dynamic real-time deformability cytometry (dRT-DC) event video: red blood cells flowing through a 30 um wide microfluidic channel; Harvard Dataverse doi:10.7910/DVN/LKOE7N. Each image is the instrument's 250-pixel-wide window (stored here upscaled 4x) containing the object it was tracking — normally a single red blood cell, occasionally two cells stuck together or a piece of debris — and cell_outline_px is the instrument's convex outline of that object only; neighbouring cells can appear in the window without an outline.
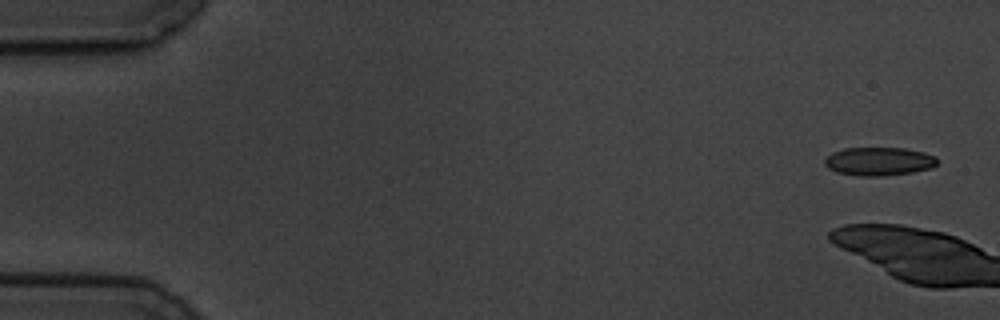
{"species": "common noctule bat (a hibernating species)", "species_latin": "Nyctalus noctula", "temperature_condition": "cold", "stored_images_in_passage": 6, "camera_frame_rate_fps": 3000, "um_per_image_px": 0.085, "animal": {"sex": "male", "body_mass_g": 19.5, "forearm_length_mm": 54.6}, "frame": {"image": 1, "passage_image": 1, "time_ms": 0.0, "image_size_px": [1000, 320], "cell_outline_px": [[940, 160], [932, 168], [912, 172], [880, 176], [860, 176], [836, 172], [828, 168], [824, 164], [824, 160], [832, 152], [844, 148], [904, 148], [924, 152], [936, 156]], "centroid_in_image_um": [74.73, 13.71], "position_along_channel_um": 10.3, "area_um2": 18.73}}
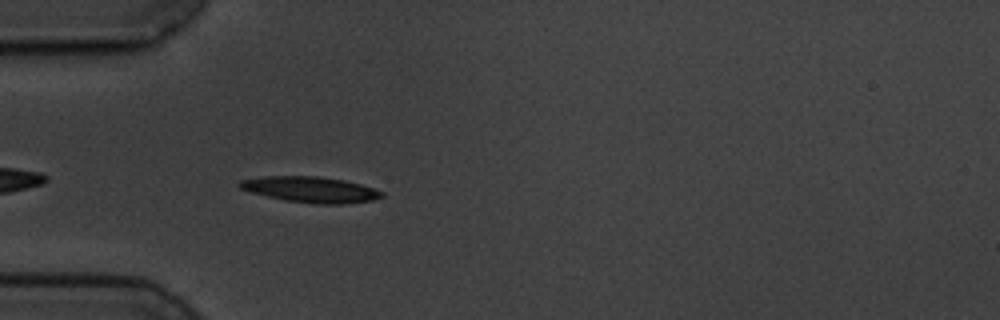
{"frame": {"image": 2, "passage_image": 6, "time_ms": 7.0, "image_size_px": [1000, 320], "cell_outline_px": [[384, 196], [372, 200], [344, 204], [316, 204], [284, 200], [252, 192], [240, 188], [236, 184], [240, 180], [264, 176], [316, 176], [344, 180], [360, 184], [384, 192]], "centroid_in_image_um": [26.39, 16.11], "position_along_channel_um": 58.6, "area_um2": 21.27}}